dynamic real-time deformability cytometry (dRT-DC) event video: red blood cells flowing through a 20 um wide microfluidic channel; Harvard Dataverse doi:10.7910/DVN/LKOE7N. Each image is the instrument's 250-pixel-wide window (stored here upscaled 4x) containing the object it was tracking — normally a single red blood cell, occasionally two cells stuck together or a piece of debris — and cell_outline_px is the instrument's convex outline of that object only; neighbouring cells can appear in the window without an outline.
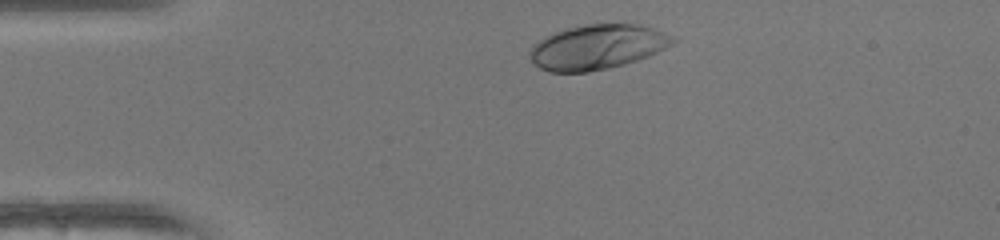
{"species": "human", "species_latin": "Homo sapiens", "temperature_condition": "warm", "stored_images_in_passage": 32, "camera_frame_rate_fps": 3000, "um_per_image_px": 0.085, "donor": {"sex": "female"}, "frame": {"image": 1, "passage_image": 2, "time_ms": 0.333, "image_size_px": [1000, 240], "cell_outline_px": [[676, 40], [672, 44], [648, 56], [624, 64], [608, 68], [588, 72], [548, 72], [540, 68], [532, 60], [528, 52], [544, 36], [564, 28], [584, 24], [636, 24], [652, 28], [676, 36]], "centroid_in_image_um": [50.76, 3.99], "position_along_channel_um": 34.2, "area_um2": 37.17}}
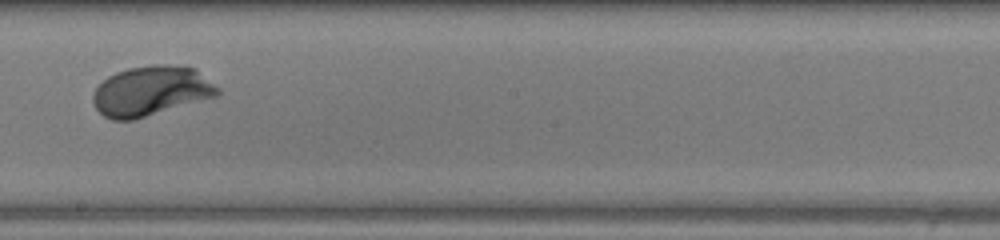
{"frame": {"image": 2, "passage_image": 20, "time_ms": 6.333, "image_size_px": [1000, 240], "cell_outline_px": [[220, 92], [216, 96], [132, 120], [112, 120], [104, 116], [96, 108], [92, 100], [92, 96], [96, 88], [108, 76], [116, 72], [128, 68], [156, 64], [168, 64], [196, 68], [220, 88]], "centroid_in_image_um": [12.84, 7.72], "position_along_channel_um": 235.4, "area_um2": 36.01}}
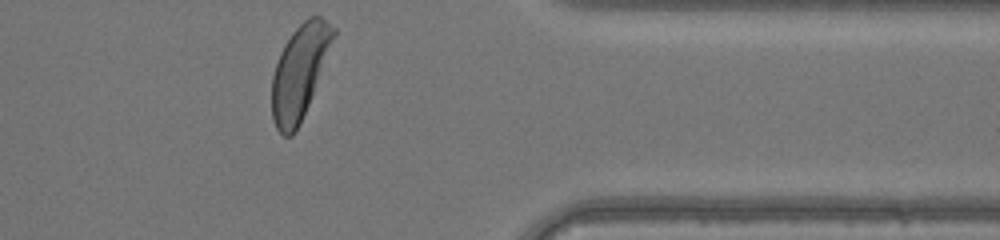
{"frame": {"image": 3, "passage_image": 32, "time_ms": 10.333, "image_size_px": [1000, 240], "cell_outline_px": [[336, 36], [300, 124], [292, 136], [284, 136], [276, 128], [272, 120], [272, 76], [280, 52], [284, 44], [292, 32], [308, 16], [320, 16], [336, 28]], "centroid_in_image_um": [25.47, 6.1], "position_along_channel_um": 385.9, "area_um2": 33.41}, "authors_computed_cell_mechanics": {"area_um2": 35.6626, "velocity_mm_per_s": 4.1365, "shape_relaxation_time_tau1_ms": 1.6427, "shape_relaxation_time_tau2_ms": null, "deformation_change_tau1": 0.1449, "deformation_change_tau2": null}}